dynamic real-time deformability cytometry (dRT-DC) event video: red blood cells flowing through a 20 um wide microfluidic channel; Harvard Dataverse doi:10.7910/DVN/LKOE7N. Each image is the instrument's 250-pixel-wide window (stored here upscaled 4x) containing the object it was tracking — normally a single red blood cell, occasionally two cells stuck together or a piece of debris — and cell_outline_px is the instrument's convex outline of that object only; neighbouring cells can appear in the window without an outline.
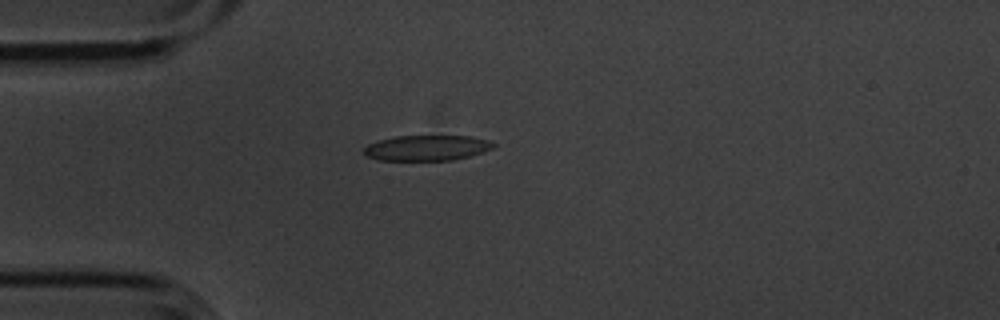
{"species": "common noctule bat (a hibernating species)", "species_latin": "Nyctalus noctula", "temperature_condition": "cold", "stored_images_in_passage": 7, "camera_frame_rate_fps": 3000, "um_per_image_px": 0.085, "animal": {"sex": "male", "body_mass_g": 20.1, "forearm_length_mm": 53.5}, "frame": {"image": 1, "passage_image": 4, "time_ms": 1.0, "image_size_px": [1000, 320], "cell_outline_px": [[496, 144], [492, 148], [484, 152], [452, 160], [380, 160], [364, 156], [364, 148], [368, 144], [380, 140], [396, 136], [472, 136], [488, 140]], "centroid_in_image_um": [36.28, 12.57], "position_along_channel_um": 48.7, "area_um2": 19.13}}
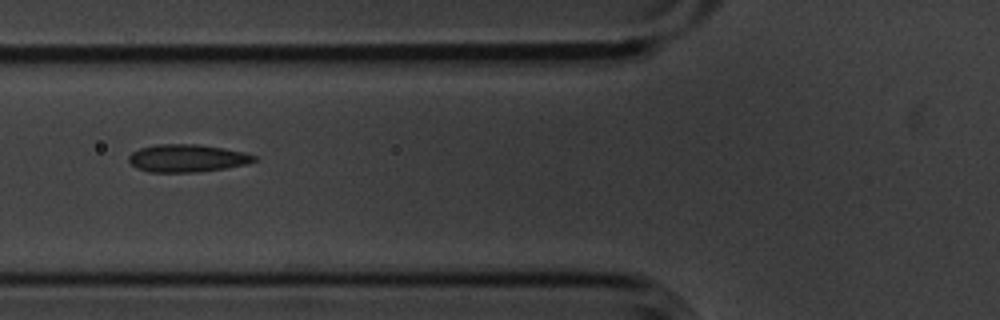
{"frame": {"image": 2, "passage_image": 6, "time_ms": 1.667, "image_size_px": [1000, 320], "cell_outline_px": [[256, 160], [248, 164], [224, 168], [196, 172], [148, 172], [136, 168], [128, 160], [128, 156], [132, 152], [140, 148], [156, 144], [200, 144], [224, 148], [244, 152], [256, 156]], "centroid_in_image_um": [15.89, 13.44], "position_along_channel_um": 109.9, "area_um2": 20.29}}
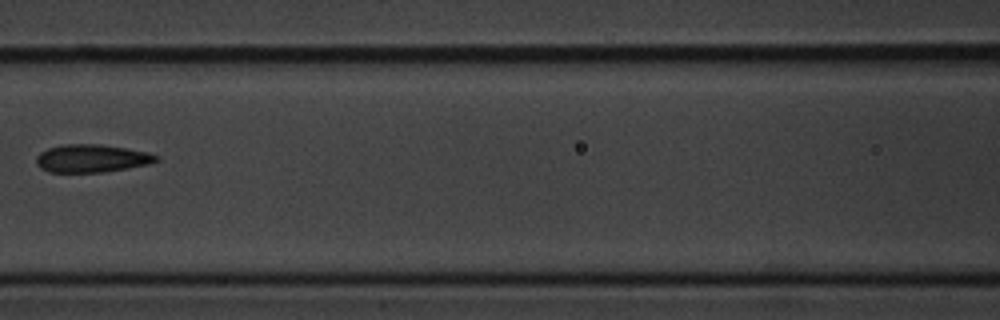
{"frame": {"image": 3, "passage_image": 7, "time_ms": 2.0, "image_size_px": [1000, 320], "cell_outline_px": [[160, 160], [148, 164], [128, 168], [104, 172], [48, 172], [40, 168], [36, 164], [36, 156], [40, 152], [48, 148], [64, 144], [100, 144], [148, 152], [160, 156]], "centroid_in_image_um": [7.79, 13.46], "position_along_channel_um": 158.8, "area_um2": 19.59}}